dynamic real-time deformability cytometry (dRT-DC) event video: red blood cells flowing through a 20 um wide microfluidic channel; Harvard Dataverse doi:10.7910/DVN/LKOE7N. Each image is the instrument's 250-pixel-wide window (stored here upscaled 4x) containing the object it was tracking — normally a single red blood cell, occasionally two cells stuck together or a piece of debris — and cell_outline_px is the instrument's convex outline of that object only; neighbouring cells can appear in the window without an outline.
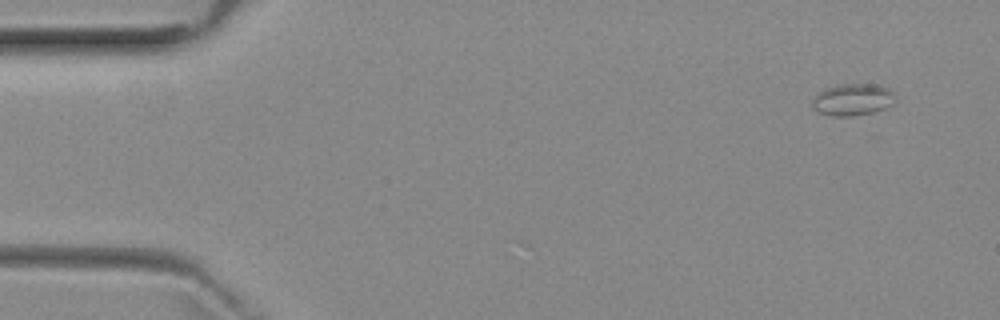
{"species": "common noctule bat (a hibernating species)", "species_latin": "Nyctalus noctula", "temperature_condition": "room temperature", "stored_images_in_passage": 6, "camera_frame_rate_fps": 3000, "um_per_image_px": 0.085, "animal": {"sex": "female", "body_mass_g": 29.2, "forearm_length_mm": 56.3}, "frame": {"image": 1, "passage_image": 1, "time_ms": 0.0, "image_size_px": [1000, 320], "cell_outline_px": [[896, 100], [892, 104], [884, 108], [872, 112], [852, 116], [832, 116], [820, 112], [812, 108], [812, 100], [824, 88], [836, 84], [880, 84], [896, 92]], "centroid_in_image_um": [72.51, 8.44], "position_along_channel_um": 12.5, "area_um2": 15.61}}
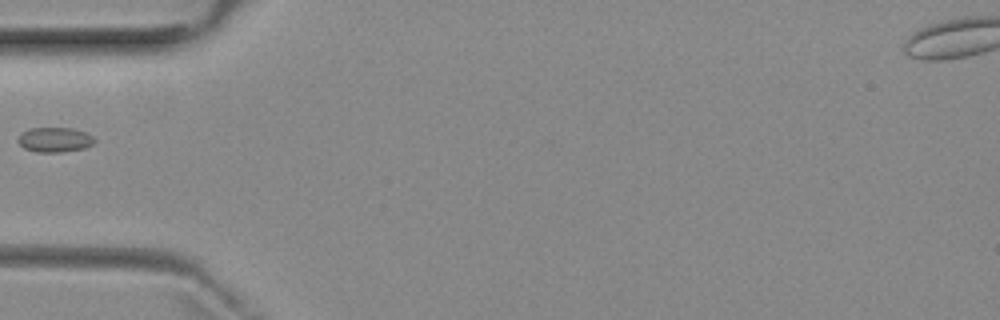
{"frame": {"image": 2, "passage_image": 5, "time_ms": 4.667, "image_size_px": [1000, 320], "cell_outline_px": [[96, 140], [92, 144], [84, 148], [60, 152], [36, 152], [24, 148], [16, 140], [28, 128], [72, 128], [84, 132], [92, 136]], "centroid_in_image_um": [4.64, 11.88], "position_along_channel_um": 80.4, "area_um2": 10.92}}
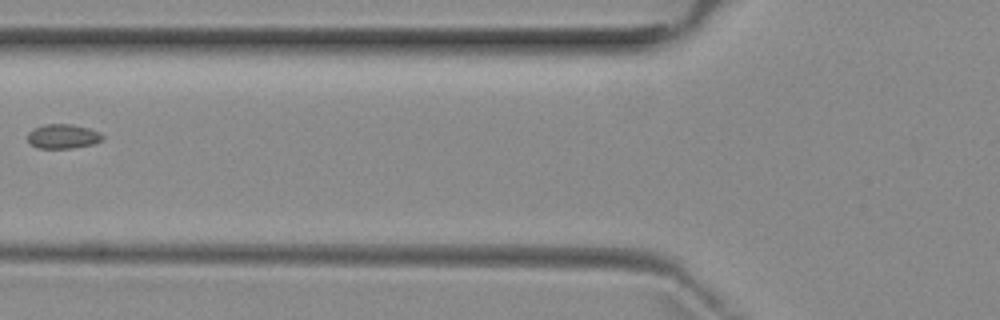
{"frame": {"image": 3, "passage_image": 6, "time_ms": 5.667, "image_size_px": [1000, 320], "cell_outline_px": [[104, 140], [92, 144], [72, 148], [36, 148], [28, 140], [28, 132], [32, 128], [44, 124], [72, 124], [88, 128], [100, 132], [104, 136]], "centroid_in_image_um": [5.36, 11.58], "position_along_channel_um": 120.4, "area_um2": 10.75}}